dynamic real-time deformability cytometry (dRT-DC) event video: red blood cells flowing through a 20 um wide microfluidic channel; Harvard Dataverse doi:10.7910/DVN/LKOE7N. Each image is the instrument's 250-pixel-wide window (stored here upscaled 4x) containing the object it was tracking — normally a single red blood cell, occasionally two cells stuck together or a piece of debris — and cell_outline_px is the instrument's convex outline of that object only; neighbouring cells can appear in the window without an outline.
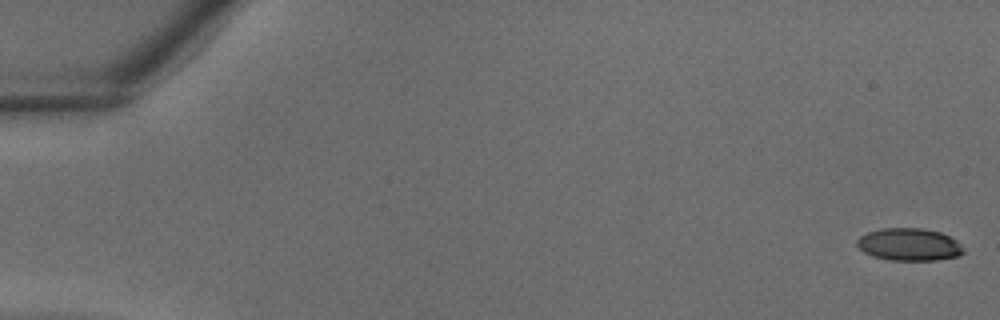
{"species": "common noctule bat (a hibernating species)", "species_latin": "Nyctalus noctula", "temperature_condition": "warm", "stored_images_in_passage": 38, "camera_frame_rate_fps": 3000, "um_per_image_px": 0.085, "animal": {"sex": "male", "body_mass_g": 18.8}, "frame": {"image": 1, "passage_image": 1, "time_ms": 0.0, "image_size_px": [1000, 320], "cell_outline_px": [[964, 252], [960, 256], [936, 260], [888, 260], [872, 256], [864, 252], [856, 244], [856, 240], [860, 236], [868, 232], [880, 228], [924, 228], [940, 232], [956, 240], [964, 248]], "centroid_in_image_um": [77.28, 20.78], "position_along_channel_um": 7.7, "area_um2": 20.29}}
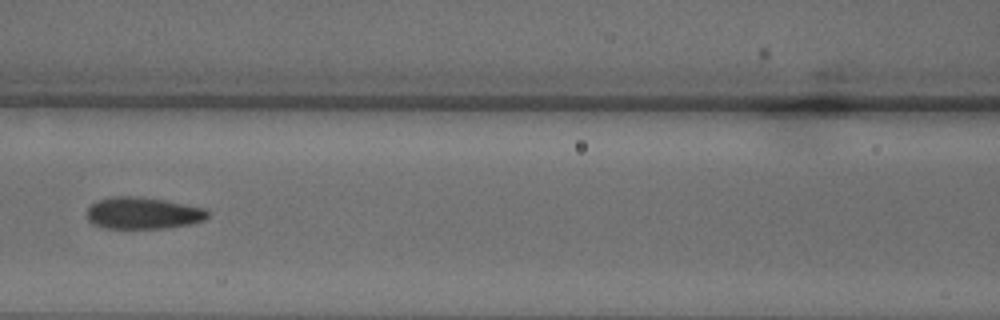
{"frame": {"image": 2, "passage_image": 18, "time_ms": 5.667, "image_size_px": [1000, 320], "cell_outline_px": [[208, 216], [204, 220], [188, 224], [164, 228], [104, 228], [92, 224], [88, 220], [88, 208], [96, 200], [112, 196], [140, 196], [164, 200], [204, 208], [208, 212]], "centroid_in_image_um": [12.11, 18.11], "position_along_channel_um": 154.5, "area_um2": 22.31}}
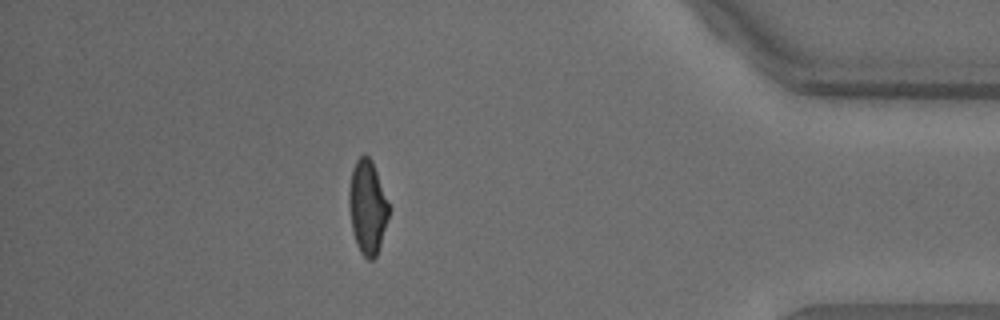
{"frame": {"image": 3, "passage_image": 34, "time_ms": 11.0, "image_size_px": [1000, 320], "cell_outline_px": [[392, 208], [376, 256], [372, 260], [368, 260], [360, 252], [356, 244], [352, 232], [348, 204], [348, 192], [352, 168], [356, 160], [364, 152], [372, 160]], "centroid_in_image_um": [31.24, 17.58], "position_along_channel_um": 404.0, "area_um2": 22.37}}